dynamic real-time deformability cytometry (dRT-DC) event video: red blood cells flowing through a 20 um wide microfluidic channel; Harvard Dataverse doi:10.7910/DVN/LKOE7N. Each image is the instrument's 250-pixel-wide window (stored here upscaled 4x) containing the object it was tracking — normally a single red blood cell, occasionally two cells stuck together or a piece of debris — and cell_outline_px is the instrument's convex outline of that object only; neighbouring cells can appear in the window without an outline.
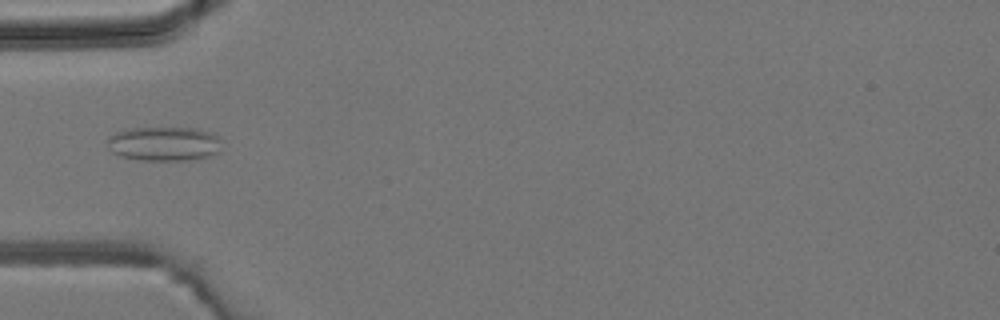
{"species": "common noctule bat (a hibernating species)", "species_latin": "Nyctalus noctula", "temperature_condition": "room temperature", "stored_images_in_passage": 4, "camera_frame_rate_fps": 3000, "um_per_image_px": 0.085, "animal": {"sex": "male", "body_mass_g": 19.2, "forearm_length_mm": 51.8}, "frame": {"image": 1, "passage_image": 3, "time_ms": 2.333, "image_size_px": [1000, 320], "cell_outline_px": [[220, 152], [208, 156], [184, 160], [140, 160], [120, 156], [112, 152], [108, 144], [108, 136], [116, 132], [132, 128], [196, 128], [212, 132], [216, 136]], "centroid_in_image_um": [13.91, 12.21], "position_along_channel_um": 71.1, "area_um2": 22.6}}